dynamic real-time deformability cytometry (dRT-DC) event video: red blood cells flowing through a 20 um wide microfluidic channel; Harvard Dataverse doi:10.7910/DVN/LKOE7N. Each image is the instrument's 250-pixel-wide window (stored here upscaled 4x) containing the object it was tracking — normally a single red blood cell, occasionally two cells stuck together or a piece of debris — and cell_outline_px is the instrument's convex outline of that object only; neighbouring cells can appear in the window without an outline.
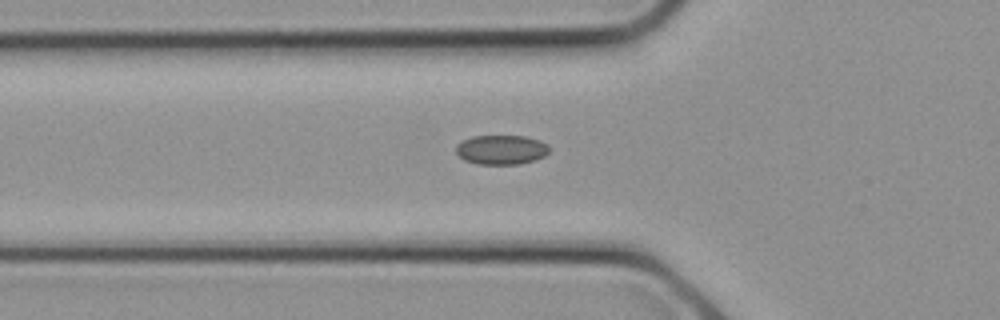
{"species": "common noctule bat (a hibernating species)", "species_latin": "Nyctalus noctula", "temperature_condition": "cold", "stored_images_in_passage": 9, "camera_frame_rate_fps": 3000, "um_per_image_px": 0.085, "animal": {"sex": "female", "body_mass_g": 21.9}, "frame": {"image": 1, "passage_image": 7, "time_ms": 2.0, "image_size_px": [1000, 320], "cell_outline_px": [[548, 152], [544, 156], [536, 160], [520, 164], [476, 164], [464, 160], [456, 152], [456, 144], [460, 140], [472, 136], [524, 136], [540, 140], [548, 144]], "centroid_in_image_um": [42.59, 12.72], "position_along_channel_um": 83.2, "area_um2": 16.18}}
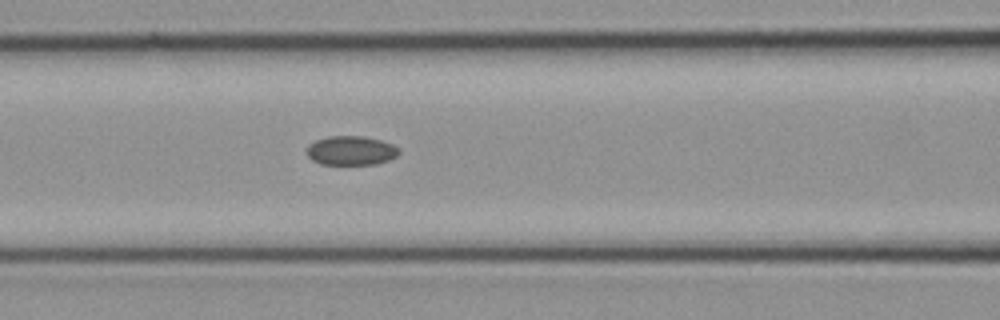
{"frame": {"image": 2, "passage_image": 9, "time_ms": 2.667, "image_size_px": [1000, 320], "cell_outline_px": [[400, 152], [396, 156], [388, 160], [376, 164], [320, 164], [312, 160], [304, 152], [308, 144], [316, 140], [328, 136], [364, 136], [380, 140], [392, 144], [400, 148]], "centroid_in_image_um": [29.81, 12.79], "position_along_channel_um": 136.8, "area_um2": 15.84}}